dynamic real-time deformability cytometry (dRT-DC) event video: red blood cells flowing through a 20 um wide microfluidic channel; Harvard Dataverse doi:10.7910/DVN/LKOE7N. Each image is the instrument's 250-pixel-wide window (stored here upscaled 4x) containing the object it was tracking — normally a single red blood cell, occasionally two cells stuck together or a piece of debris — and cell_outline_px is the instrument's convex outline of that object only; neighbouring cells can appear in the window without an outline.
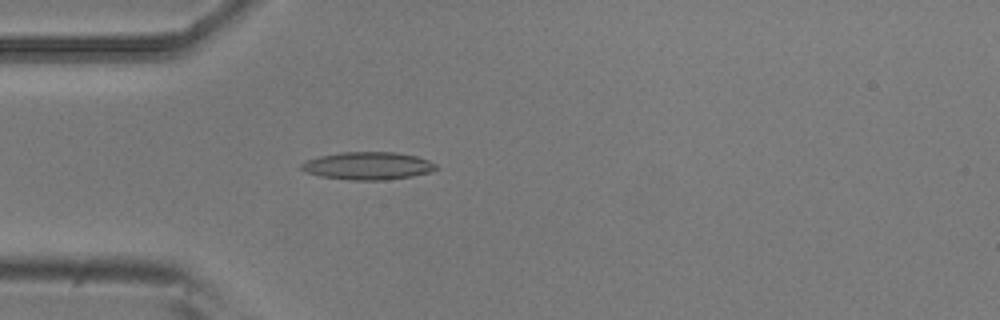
{"species": "common noctule bat (a hibernating species)", "species_latin": "Nyctalus noctula", "temperature_condition": "room temperature", "stored_images_in_passage": 5, "camera_frame_rate_fps": 3000, "um_per_image_px": 0.085, "animal": {"sex": "male", "body_mass_g": 20.5, "forearm_length_mm": 52.5}, "frame": {"image": 1, "passage_image": 5, "time_ms": 1.333, "image_size_px": [1000, 320], "cell_outline_px": [[440, 168], [428, 172], [412, 176], [384, 180], [352, 180], [320, 176], [304, 172], [300, 168], [300, 164], [308, 160], [320, 156], [340, 152], [396, 152], [416, 156], [428, 160], [436, 164]], "centroid_in_image_um": [31.26, 14.09], "position_along_channel_um": 53.7, "area_um2": 21.73}}